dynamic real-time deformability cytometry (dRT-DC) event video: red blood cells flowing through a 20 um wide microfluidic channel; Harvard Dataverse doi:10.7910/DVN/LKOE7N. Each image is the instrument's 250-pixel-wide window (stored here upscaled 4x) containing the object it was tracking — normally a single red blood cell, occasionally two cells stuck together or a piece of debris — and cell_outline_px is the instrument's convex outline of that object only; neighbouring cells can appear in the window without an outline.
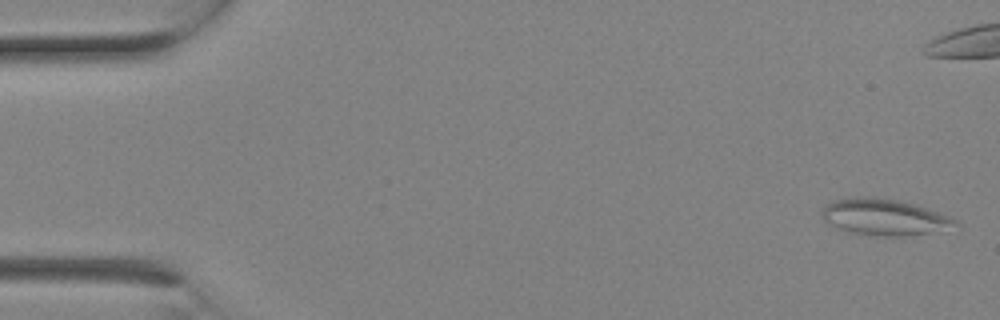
{"species": "Egyptian fruit bat (a non-hibernating species)", "species_latin": "Rousettus aegyptiacus", "temperature_condition": "room temperature", "stored_images_in_passage": 4, "segment_of_instrument_passage": [1, 2], "camera_frame_rate_fps": 3000, "um_per_image_px": 0.085, "animal": {"sex": "female"}, "frame": {"image": 1, "passage_image": 1, "time_ms": 0.0, "image_size_px": [1000, 320], "cell_outline_px": [[960, 224], [928, 232], [904, 236], [876, 236], [856, 232], [840, 228], [824, 220], [820, 212], [828, 204], [836, 200], [860, 196], [872, 196], [900, 200], [948, 216], [956, 220]], "centroid_in_image_um": [75.13, 18.43], "position_along_channel_um": 9.9, "area_um2": 27.34}}
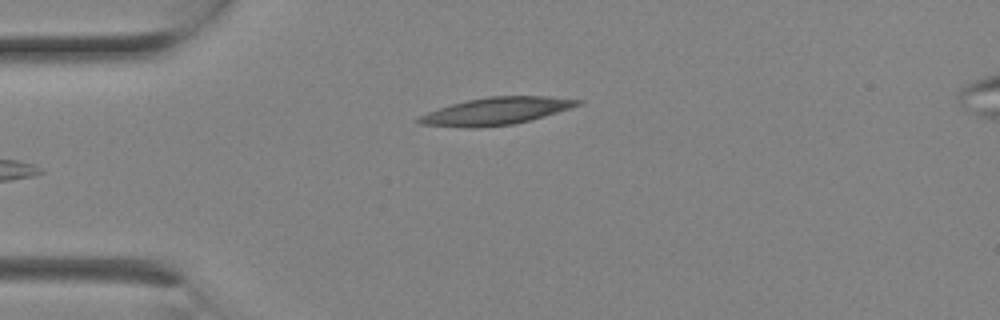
{"frame": {"image": 2, "passage_image": 3, "time_ms": 0.667, "image_size_px": [1000, 320], "cell_outline_px": [[584, 100], [580, 104], [544, 116], [512, 124], [476, 128], [464, 128], [420, 124], [412, 120], [428, 112], [452, 104], [468, 100], [488, 96], [548, 96]], "centroid_in_image_um": [42.11, 9.45], "position_along_channel_um": 42.9, "area_um2": 25.09}}